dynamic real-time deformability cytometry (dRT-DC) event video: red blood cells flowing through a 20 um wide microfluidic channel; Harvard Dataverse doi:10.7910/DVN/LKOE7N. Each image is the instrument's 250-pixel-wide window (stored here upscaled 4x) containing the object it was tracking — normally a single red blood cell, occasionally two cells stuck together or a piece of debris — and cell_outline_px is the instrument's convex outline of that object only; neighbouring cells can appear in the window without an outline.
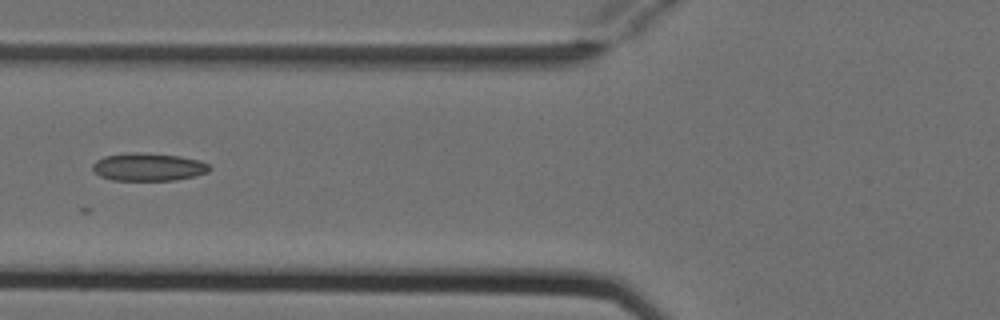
{"species": "Egyptian fruit bat (a non-hibernating species)", "species_latin": "Rousettus aegyptiacus", "temperature_condition": "cold", "stored_images_in_passage": 8, "camera_frame_rate_fps": 3000, "um_per_image_px": 0.085, "animal": {"sex": "female"}, "frame": {"image": 1, "passage_image": 6, "time_ms": 1.667, "image_size_px": [1000, 320], "cell_outline_px": [[212, 168], [208, 172], [196, 176], [176, 180], [112, 180], [100, 176], [92, 168], [92, 164], [96, 160], [104, 156], [124, 152], [140, 152], [180, 156], [200, 160], [208, 164]], "centroid_in_image_um": [12.62, 14.18], "position_along_channel_um": 113.2, "area_um2": 19.19}}
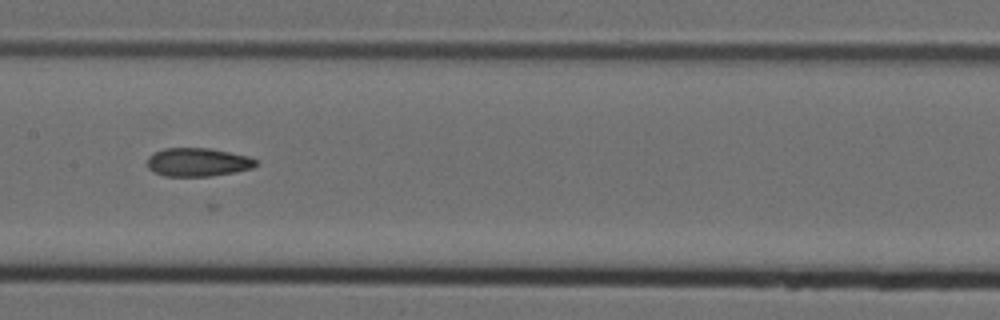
{"frame": {"image": 2, "passage_image": 8, "time_ms": 2.333, "image_size_px": [1000, 320], "cell_outline_px": [[260, 160], [252, 168], [232, 172], [208, 176], [164, 176], [152, 172], [148, 168], [148, 156], [152, 152], [164, 148], [212, 148], [248, 156]], "centroid_in_image_um": [16.78, 13.77], "position_along_channel_um": 190.6, "area_um2": 18.15}}